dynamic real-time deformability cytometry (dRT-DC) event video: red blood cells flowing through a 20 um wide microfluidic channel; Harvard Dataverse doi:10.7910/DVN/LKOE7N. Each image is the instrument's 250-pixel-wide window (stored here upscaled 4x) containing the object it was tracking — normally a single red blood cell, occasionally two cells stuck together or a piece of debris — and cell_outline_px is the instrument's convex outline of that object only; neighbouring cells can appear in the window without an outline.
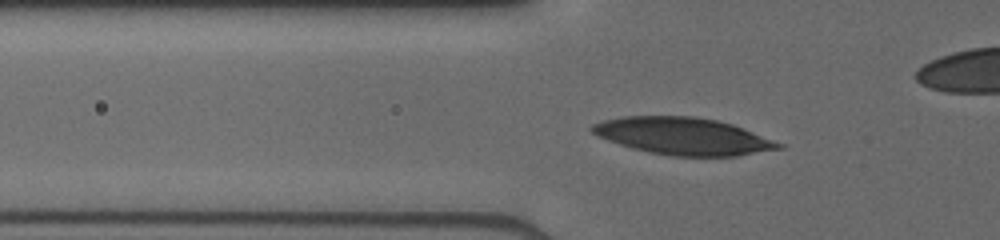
{"species": "human", "species_latin": "Homo sapiens", "temperature_condition": "cold", "stored_images_in_passage": 46, "camera_frame_rate_fps": 3000, "um_per_image_px": 0.085, "donor": {"sex": "male"}, "frame": {"image": 1, "passage_image": 14, "time_ms": 4.333, "image_size_px": [1000, 240], "cell_outline_px": [[784, 148], [736, 156], [672, 156], [632, 148], [608, 140], [592, 132], [588, 128], [592, 124], [604, 120], [624, 116], [692, 116], [716, 120], [732, 124], [784, 144]], "centroid_in_image_um": [58.07, 11.57], "position_along_channel_um": 67.7, "area_um2": 40.06}}
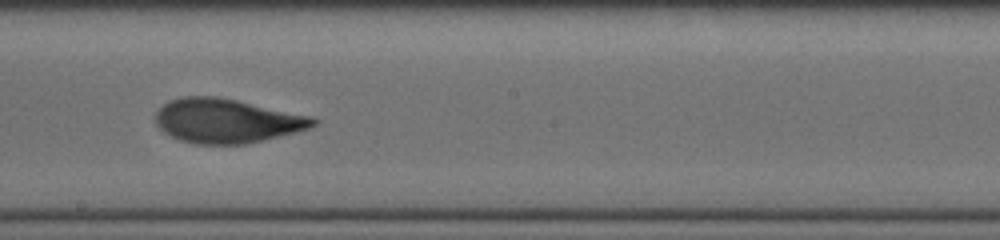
{"frame": {"image": 2, "passage_image": 26, "time_ms": 8.333, "image_size_px": [1000, 240], "cell_outline_px": [[320, 120], [316, 124], [308, 128], [296, 132], [248, 144], [196, 144], [180, 140], [164, 132], [156, 124], [156, 112], [164, 104], [172, 100], [184, 96], [216, 96], [236, 100], [312, 116]], "centroid_in_image_um": [19.29, 10.27], "position_along_channel_um": 228.9, "area_um2": 40.46}}
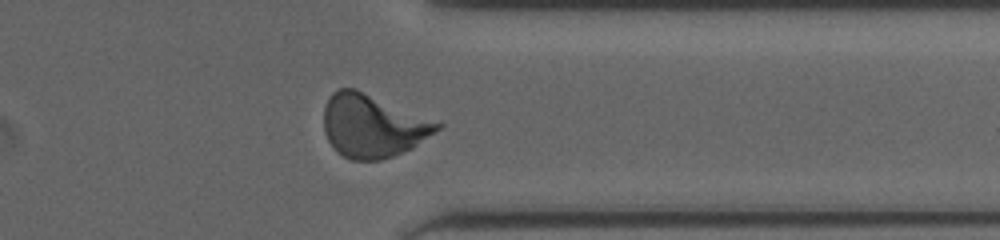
{"frame": {"image": 3, "passage_image": 37, "time_ms": 12.0, "image_size_px": [1000, 240], "cell_outline_px": [[444, 124], [440, 128], [412, 148], [392, 156], [380, 160], [352, 160], [336, 152], [328, 140], [324, 132], [324, 108], [328, 96], [332, 92], [340, 88], [356, 88]], "centroid_in_image_um": [31.64, 10.69], "position_along_channel_um": 379.8, "area_um2": 41.56}}